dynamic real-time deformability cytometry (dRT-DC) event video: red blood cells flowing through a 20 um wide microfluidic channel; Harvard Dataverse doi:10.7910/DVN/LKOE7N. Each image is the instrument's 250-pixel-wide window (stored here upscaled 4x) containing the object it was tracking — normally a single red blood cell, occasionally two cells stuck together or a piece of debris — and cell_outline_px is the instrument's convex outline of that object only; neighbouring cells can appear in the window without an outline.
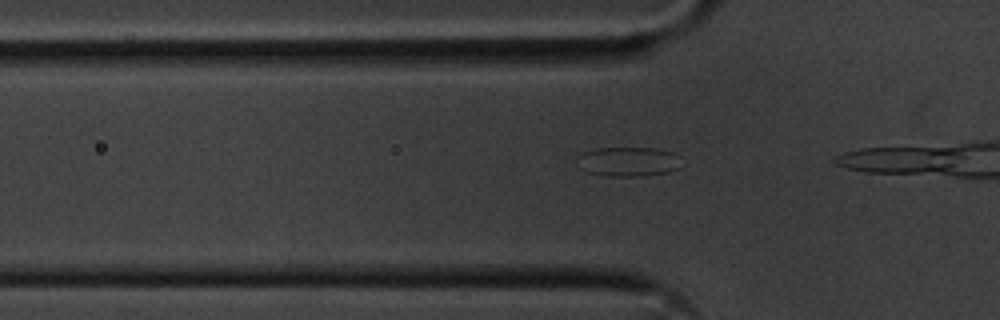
{"species": "common noctule bat (a hibernating species)", "species_latin": "Nyctalus noctula", "temperature_condition": "cold", "stored_images_in_passage": 13, "camera_frame_rate_fps": 3000, "um_per_image_px": 0.085, "animal": {"sex": "male", "body_mass_g": 20.1, "forearm_length_mm": 53.5}, "frame": {"image": 1, "passage_image": 10, "time_ms": 3.0, "image_size_px": [1000, 320], "cell_outline_px": [[680, 156], [676, 168], [668, 172], [640, 176], [604, 176], [584, 172], [580, 168], [576, 156], [584, 152], [596, 148], [656, 148], [676, 152]], "centroid_in_image_um": [53.35, 13.73], "position_along_channel_um": 72.4, "area_um2": 18.03}}